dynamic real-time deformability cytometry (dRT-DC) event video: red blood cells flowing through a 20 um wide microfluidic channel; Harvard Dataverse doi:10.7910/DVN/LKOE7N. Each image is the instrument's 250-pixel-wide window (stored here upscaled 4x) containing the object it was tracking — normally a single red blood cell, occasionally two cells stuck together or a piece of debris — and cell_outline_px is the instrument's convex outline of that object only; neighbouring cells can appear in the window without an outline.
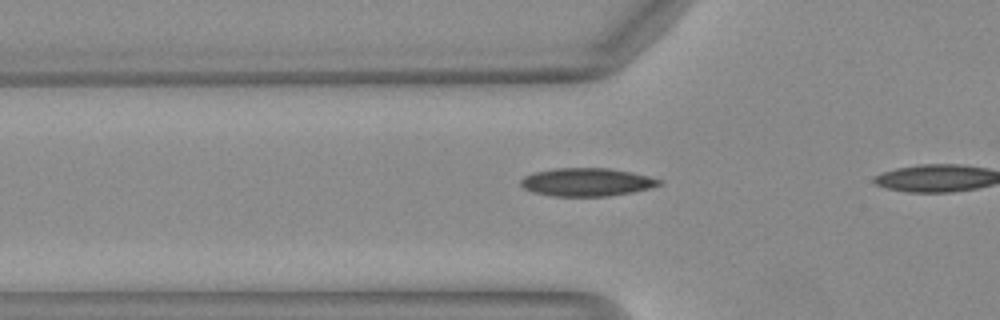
{"species": "Egyptian fruit bat (a non-hibernating species)", "species_latin": "Rousettus aegyptiacus", "temperature_condition": "warm", "stored_images_in_passage": 8, "camera_frame_rate_fps": 3000, "um_per_image_px": 0.085, "animal": {"sex": "female"}, "frame": {"image": 1, "passage_image": 7, "time_ms": 2.0, "image_size_px": [1000, 320], "cell_outline_px": [[664, 184], [632, 192], [608, 196], [552, 196], [532, 192], [524, 188], [520, 184], [520, 180], [524, 176], [532, 172], [552, 168], [608, 168], [632, 172], [664, 180]], "centroid_in_image_um": [49.86, 15.47], "position_along_channel_um": 75.9, "area_um2": 22.89}}